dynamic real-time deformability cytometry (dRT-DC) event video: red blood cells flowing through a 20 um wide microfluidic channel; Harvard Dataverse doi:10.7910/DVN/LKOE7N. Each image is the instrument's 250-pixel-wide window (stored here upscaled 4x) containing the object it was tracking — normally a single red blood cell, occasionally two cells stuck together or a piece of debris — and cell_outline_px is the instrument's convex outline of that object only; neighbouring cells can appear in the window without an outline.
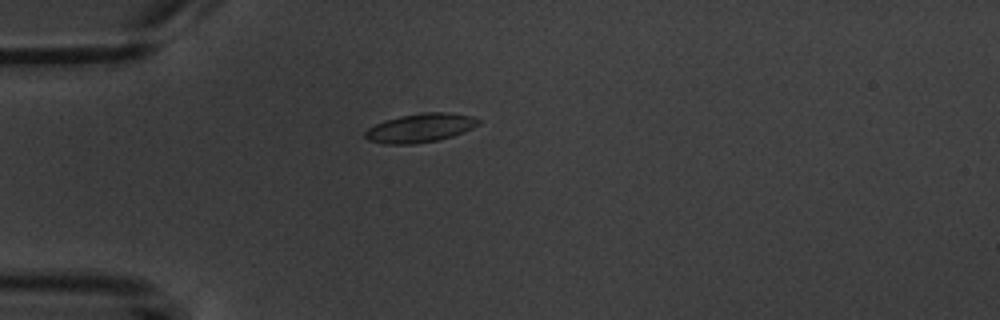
{"species": "common noctule bat (a hibernating species)", "species_latin": "Nyctalus noctula", "temperature_condition": "warm", "stored_images_in_passage": 1, "camera_frame_rate_fps": 3000, "um_per_image_px": 0.085, "animal": {"sex": "male", "body_mass_g": 20.1, "forearm_length_mm": 53.5}, "frame": {"image": 1, "passage_image": 1, "time_ms": 0.0, "image_size_px": [1000, 320], "cell_outline_px": [[480, 124], [464, 132], [440, 140], [412, 144], [384, 144], [368, 140], [364, 136], [364, 132], [368, 128], [384, 120], [400, 116], [424, 112], [448, 112], [472, 116], [480, 120]], "centroid_in_image_um": [35.72, 10.87], "position_along_channel_um": 49.3, "area_um2": 19.13}}